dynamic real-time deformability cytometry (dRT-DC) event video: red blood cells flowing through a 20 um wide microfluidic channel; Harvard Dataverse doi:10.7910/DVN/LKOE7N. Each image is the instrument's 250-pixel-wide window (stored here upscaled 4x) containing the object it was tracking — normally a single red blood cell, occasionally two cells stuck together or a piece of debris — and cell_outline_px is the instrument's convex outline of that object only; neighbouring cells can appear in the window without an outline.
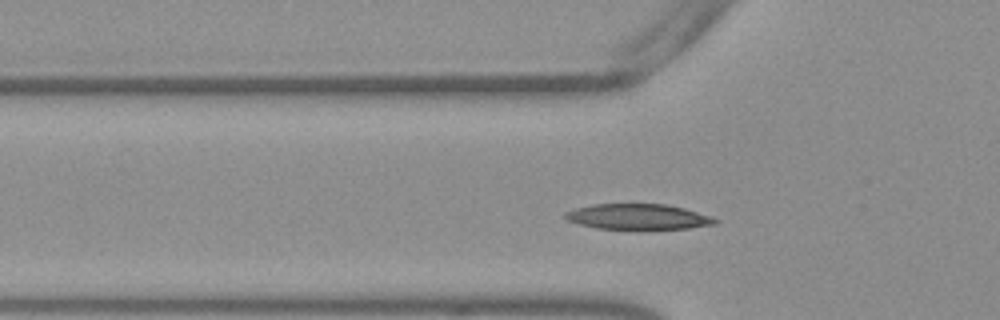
{"species": "Egyptian fruit bat (a non-hibernating species)", "species_latin": "Rousettus aegyptiacus", "temperature_condition": "warm", "stored_images_in_passage": 38, "camera_frame_rate_fps": 3000, "um_per_image_px": 0.085, "frame": {"image": 1, "passage_image": 10, "time_ms": 3.0, "image_size_px": [1000, 320], "cell_outline_px": [[720, 220], [716, 224], [688, 228], [636, 232], [596, 228], [580, 224], [568, 220], [564, 216], [564, 212], [576, 208], [592, 204], [668, 204], [684, 208]], "centroid_in_image_um": [54.23, 18.47], "position_along_channel_um": 71.6, "area_um2": 23.18}}
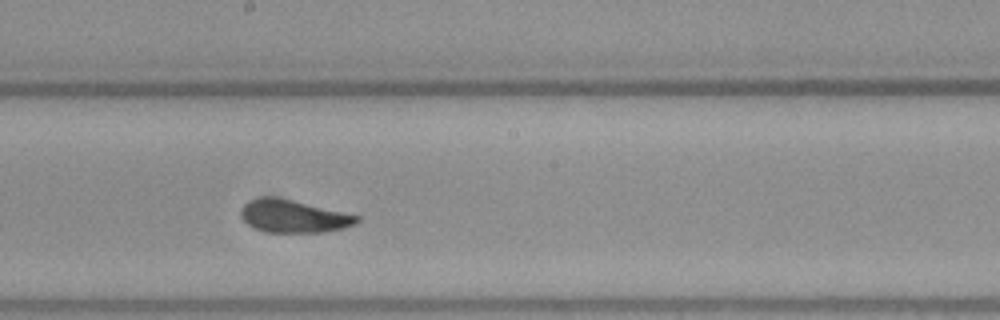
{"frame": {"image": 2, "passage_image": 22, "time_ms": 7.0, "image_size_px": [1000, 320], "cell_outline_px": [[360, 220], [356, 224], [344, 228], [324, 232], [268, 232], [256, 228], [248, 224], [240, 216], [240, 208], [244, 204], [252, 200], [264, 196], [272, 196], [292, 200], [360, 216]], "centroid_in_image_um": [24.95, 18.38], "position_along_channel_um": 223.3, "area_um2": 21.91}}
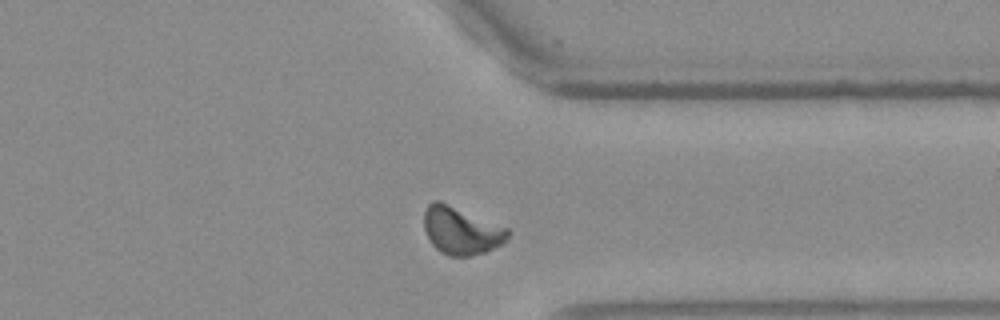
{"frame": {"image": 3, "passage_image": 34, "time_ms": 11.0, "image_size_px": [1000, 320], "cell_outline_px": [[508, 236], [500, 244], [484, 252], [468, 256], [448, 256], [440, 252], [432, 244], [424, 228], [424, 212], [428, 204], [432, 200], [440, 200], [508, 228]], "centroid_in_image_um": [39.15, 19.58], "position_along_channel_um": 372.2, "area_um2": 23.0}, "authors_computed_cell_mechanics": {"area_um2": 21.964, "velocity_mm_per_s": 3.7792, "shape_relaxation_time_tau1_ms": 3.4176, "shape_relaxation_time_tau2_ms": 2.8662, "deformation_change_tau1": 0.1307, "deformation_change_tau2": 0.0575}}